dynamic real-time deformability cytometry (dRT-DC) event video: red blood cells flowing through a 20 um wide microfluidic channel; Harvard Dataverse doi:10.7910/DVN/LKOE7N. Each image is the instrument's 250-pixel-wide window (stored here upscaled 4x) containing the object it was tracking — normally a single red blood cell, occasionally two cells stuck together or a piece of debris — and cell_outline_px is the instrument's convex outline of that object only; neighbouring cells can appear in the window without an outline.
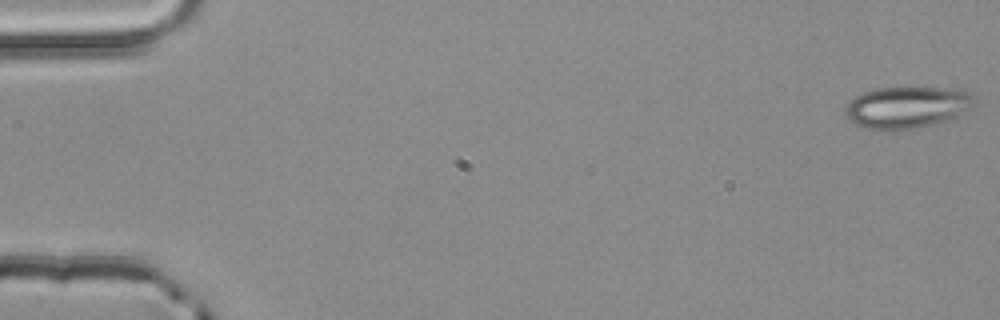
{"species": "common noctule bat (a hibernating species)", "species_latin": "Nyctalus noctula", "temperature_condition": "room temperature", "stored_images_in_passage": 4, "camera_frame_rate_fps": 3000, "um_per_image_px": 0.085, "animal": {"sex": "male", "body_mass_g": 20.4}, "frame": {"image": 1, "passage_image": 1, "time_ms": 0.0, "image_size_px": [1000, 320], "cell_outline_px": [[972, 108], [948, 120], [936, 124], [916, 128], [868, 128], [856, 124], [848, 116], [844, 108], [856, 96], [864, 92], [876, 88], [964, 88], [972, 92]], "centroid_in_image_um": [77.17, 9.09], "position_along_channel_um": 7.8, "area_um2": 30.81}}